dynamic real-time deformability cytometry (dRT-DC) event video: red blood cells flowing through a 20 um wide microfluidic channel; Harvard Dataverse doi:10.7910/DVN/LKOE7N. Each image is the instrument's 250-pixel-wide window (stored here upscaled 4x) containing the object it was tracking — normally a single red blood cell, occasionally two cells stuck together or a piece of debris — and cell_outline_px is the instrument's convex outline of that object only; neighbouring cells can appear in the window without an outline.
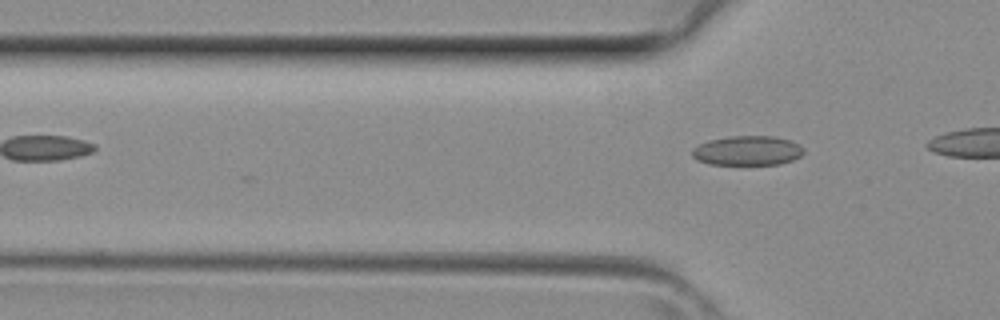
{"species": "common noctule bat (a hibernating species)", "species_latin": "Nyctalus noctula", "temperature_condition": "room temperature", "stored_images_in_passage": 4, "camera_frame_rate_fps": 3000, "um_per_image_px": 0.085, "animal": {"sex": "female", "body_mass_g": 29.2, "forearm_length_mm": 56.3}, "frame": {"image": 1, "passage_image": 4, "time_ms": 1.0, "image_size_px": [1000, 320], "cell_outline_px": [[804, 152], [800, 156], [792, 160], [780, 164], [708, 164], [696, 160], [692, 156], [692, 148], [708, 140], [732, 136], [776, 136], [792, 140], [800, 144], [804, 148]], "centroid_in_image_um": [63.55, 12.79], "position_along_channel_um": 62.2, "area_um2": 19.36}}